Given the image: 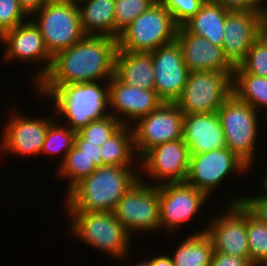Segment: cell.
Listing matches in <instances>:
<instances>
[{
    "mask_svg": "<svg viewBox=\"0 0 267 266\" xmlns=\"http://www.w3.org/2000/svg\"><path fill=\"white\" fill-rule=\"evenodd\" d=\"M164 6L172 15L178 27L189 21L202 7L206 0H156Z\"/></svg>",
    "mask_w": 267,
    "mask_h": 266,
    "instance_id": "cell-34",
    "label": "cell"
},
{
    "mask_svg": "<svg viewBox=\"0 0 267 266\" xmlns=\"http://www.w3.org/2000/svg\"><path fill=\"white\" fill-rule=\"evenodd\" d=\"M84 3L78 6L84 34L115 39V0H89Z\"/></svg>",
    "mask_w": 267,
    "mask_h": 266,
    "instance_id": "cell-24",
    "label": "cell"
},
{
    "mask_svg": "<svg viewBox=\"0 0 267 266\" xmlns=\"http://www.w3.org/2000/svg\"><path fill=\"white\" fill-rule=\"evenodd\" d=\"M123 124L108 115L102 119L94 120L81 128L77 133L87 142L101 146L107 139L114 135Z\"/></svg>",
    "mask_w": 267,
    "mask_h": 266,
    "instance_id": "cell-33",
    "label": "cell"
},
{
    "mask_svg": "<svg viewBox=\"0 0 267 266\" xmlns=\"http://www.w3.org/2000/svg\"><path fill=\"white\" fill-rule=\"evenodd\" d=\"M117 51V39L85 35L52 58L48 73L35 85L36 91H55L80 82L101 81L104 85L114 76Z\"/></svg>",
    "mask_w": 267,
    "mask_h": 266,
    "instance_id": "cell-1",
    "label": "cell"
},
{
    "mask_svg": "<svg viewBox=\"0 0 267 266\" xmlns=\"http://www.w3.org/2000/svg\"><path fill=\"white\" fill-rule=\"evenodd\" d=\"M227 204L241 203L253 216L258 220L267 224V192L263 190V194L254 195L251 197L232 198Z\"/></svg>",
    "mask_w": 267,
    "mask_h": 266,
    "instance_id": "cell-36",
    "label": "cell"
},
{
    "mask_svg": "<svg viewBox=\"0 0 267 266\" xmlns=\"http://www.w3.org/2000/svg\"><path fill=\"white\" fill-rule=\"evenodd\" d=\"M226 213L212 217L205 230L215 252L250 258L246 230V208L241 203L225 204Z\"/></svg>",
    "mask_w": 267,
    "mask_h": 266,
    "instance_id": "cell-14",
    "label": "cell"
},
{
    "mask_svg": "<svg viewBox=\"0 0 267 266\" xmlns=\"http://www.w3.org/2000/svg\"><path fill=\"white\" fill-rule=\"evenodd\" d=\"M246 230L251 262L255 266H267V224L246 209Z\"/></svg>",
    "mask_w": 267,
    "mask_h": 266,
    "instance_id": "cell-29",
    "label": "cell"
},
{
    "mask_svg": "<svg viewBox=\"0 0 267 266\" xmlns=\"http://www.w3.org/2000/svg\"><path fill=\"white\" fill-rule=\"evenodd\" d=\"M60 123V121L54 120L48 127L46 138L43 143L40 154H57L62 152V161L65 155L75 145L76 131L72 130L66 124Z\"/></svg>",
    "mask_w": 267,
    "mask_h": 266,
    "instance_id": "cell-30",
    "label": "cell"
},
{
    "mask_svg": "<svg viewBox=\"0 0 267 266\" xmlns=\"http://www.w3.org/2000/svg\"><path fill=\"white\" fill-rule=\"evenodd\" d=\"M228 12L214 0H206L201 9L183 26L191 34L205 37L212 44L222 47L224 24Z\"/></svg>",
    "mask_w": 267,
    "mask_h": 266,
    "instance_id": "cell-23",
    "label": "cell"
},
{
    "mask_svg": "<svg viewBox=\"0 0 267 266\" xmlns=\"http://www.w3.org/2000/svg\"><path fill=\"white\" fill-rule=\"evenodd\" d=\"M135 266H150L149 261L146 259L140 263H137Z\"/></svg>",
    "mask_w": 267,
    "mask_h": 266,
    "instance_id": "cell-45",
    "label": "cell"
},
{
    "mask_svg": "<svg viewBox=\"0 0 267 266\" xmlns=\"http://www.w3.org/2000/svg\"><path fill=\"white\" fill-rule=\"evenodd\" d=\"M160 186L140 178L118 201L114 214L132 235L160 231Z\"/></svg>",
    "mask_w": 267,
    "mask_h": 266,
    "instance_id": "cell-9",
    "label": "cell"
},
{
    "mask_svg": "<svg viewBox=\"0 0 267 266\" xmlns=\"http://www.w3.org/2000/svg\"><path fill=\"white\" fill-rule=\"evenodd\" d=\"M261 34V11H229L222 46L225 57L237 66Z\"/></svg>",
    "mask_w": 267,
    "mask_h": 266,
    "instance_id": "cell-19",
    "label": "cell"
},
{
    "mask_svg": "<svg viewBox=\"0 0 267 266\" xmlns=\"http://www.w3.org/2000/svg\"><path fill=\"white\" fill-rule=\"evenodd\" d=\"M51 0H18L19 5L30 16L34 11L41 9Z\"/></svg>",
    "mask_w": 267,
    "mask_h": 266,
    "instance_id": "cell-40",
    "label": "cell"
},
{
    "mask_svg": "<svg viewBox=\"0 0 267 266\" xmlns=\"http://www.w3.org/2000/svg\"><path fill=\"white\" fill-rule=\"evenodd\" d=\"M66 212L72 221L69 228L73 237L117 260L129 256L132 236L119 222L114 212Z\"/></svg>",
    "mask_w": 267,
    "mask_h": 266,
    "instance_id": "cell-4",
    "label": "cell"
},
{
    "mask_svg": "<svg viewBox=\"0 0 267 266\" xmlns=\"http://www.w3.org/2000/svg\"><path fill=\"white\" fill-rule=\"evenodd\" d=\"M234 73L193 71L188 75L182 94L175 101L183 114L215 113L233 93Z\"/></svg>",
    "mask_w": 267,
    "mask_h": 266,
    "instance_id": "cell-8",
    "label": "cell"
},
{
    "mask_svg": "<svg viewBox=\"0 0 267 266\" xmlns=\"http://www.w3.org/2000/svg\"><path fill=\"white\" fill-rule=\"evenodd\" d=\"M114 76L124 84L154 90L155 73L151 54L118 50Z\"/></svg>",
    "mask_w": 267,
    "mask_h": 266,
    "instance_id": "cell-22",
    "label": "cell"
},
{
    "mask_svg": "<svg viewBox=\"0 0 267 266\" xmlns=\"http://www.w3.org/2000/svg\"><path fill=\"white\" fill-rule=\"evenodd\" d=\"M130 127L129 125H123L100 146L101 157L106 166L135 167L134 163L139 161L135 153L133 133Z\"/></svg>",
    "mask_w": 267,
    "mask_h": 266,
    "instance_id": "cell-26",
    "label": "cell"
},
{
    "mask_svg": "<svg viewBox=\"0 0 267 266\" xmlns=\"http://www.w3.org/2000/svg\"><path fill=\"white\" fill-rule=\"evenodd\" d=\"M154 66V90L163 102H175L187 82L189 69L186 67L177 41L160 46L150 52Z\"/></svg>",
    "mask_w": 267,
    "mask_h": 266,
    "instance_id": "cell-16",
    "label": "cell"
},
{
    "mask_svg": "<svg viewBox=\"0 0 267 266\" xmlns=\"http://www.w3.org/2000/svg\"><path fill=\"white\" fill-rule=\"evenodd\" d=\"M217 114L225 135L226 147L250 169L253 168L259 138L257 118L260 112L232 93L223 102Z\"/></svg>",
    "mask_w": 267,
    "mask_h": 266,
    "instance_id": "cell-5",
    "label": "cell"
},
{
    "mask_svg": "<svg viewBox=\"0 0 267 266\" xmlns=\"http://www.w3.org/2000/svg\"><path fill=\"white\" fill-rule=\"evenodd\" d=\"M68 3L79 6L80 4L89 1V0H66ZM81 2V3H80Z\"/></svg>",
    "mask_w": 267,
    "mask_h": 266,
    "instance_id": "cell-44",
    "label": "cell"
},
{
    "mask_svg": "<svg viewBox=\"0 0 267 266\" xmlns=\"http://www.w3.org/2000/svg\"><path fill=\"white\" fill-rule=\"evenodd\" d=\"M211 266H255L250 258H242L226 253L213 252Z\"/></svg>",
    "mask_w": 267,
    "mask_h": 266,
    "instance_id": "cell-38",
    "label": "cell"
},
{
    "mask_svg": "<svg viewBox=\"0 0 267 266\" xmlns=\"http://www.w3.org/2000/svg\"><path fill=\"white\" fill-rule=\"evenodd\" d=\"M75 146L84 151L85 154L94 160L96 168L105 167V163L101 157L100 146L85 141L78 133L75 136Z\"/></svg>",
    "mask_w": 267,
    "mask_h": 266,
    "instance_id": "cell-39",
    "label": "cell"
},
{
    "mask_svg": "<svg viewBox=\"0 0 267 266\" xmlns=\"http://www.w3.org/2000/svg\"><path fill=\"white\" fill-rule=\"evenodd\" d=\"M238 66L248 74L267 78V37L261 34Z\"/></svg>",
    "mask_w": 267,
    "mask_h": 266,
    "instance_id": "cell-32",
    "label": "cell"
},
{
    "mask_svg": "<svg viewBox=\"0 0 267 266\" xmlns=\"http://www.w3.org/2000/svg\"><path fill=\"white\" fill-rule=\"evenodd\" d=\"M31 16L52 58L85 36L78 6L66 0H51L41 9L34 11Z\"/></svg>",
    "mask_w": 267,
    "mask_h": 266,
    "instance_id": "cell-7",
    "label": "cell"
},
{
    "mask_svg": "<svg viewBox=\"0 0 267 266\" xmlns=\"http://www.w3.org/2000/svg\"><path fill=\"white\" fill-rule=\"evenodd\" d=\"M30 16L19 5L18 0H0V30H8L26 22Z\"/></svg>",
    "mask_w": 267,
    "mask_h": 266,
    "instance_id": "cell-35",
    "label": "cell"
},
{
    "mask_svg": "<svg viewBox=\"0 0 267 266\" xmlns=\"http://www.w3.org/2000/svg\"><path fill=\"white\" fill-rule=\"evenodd\" d=\"M176 41L183 60L190 72L216 71L234 73V66L223 53V48L212 44L205 37L191 34L184 26L178 27Z\"/></svg>",
    "mask_w": 267,
    "mask_h": 266,
    "instance_id": "cell-20",
    "label": "cell"
},
{
    "mask_svg": "<svg viewBox=\"0 0 267 266\" xmlns=\"http://www.w3.org/2000/svg\"><path fill=\"white\" fill-rule=\"evenodd\" d=\"M177 29L171 13L155 2L120 33L117 39L118 50L150 53L174 42Z\"/></svg>",
    "mask_w": 267,
    "mask_h": 266,
    "instance_id": "cell-6",
    "label": "cell"
},
{
    "mask_svg": "<svg viewBox=\"0 0 267 266\" xmlns=\"http://www.w3.org/2000/svg\"><path fill=\"white\" fill-rule=\"evenodd\" d=\"M162 103L155 90L124 84L115 76L109 80V114L123 125L131 126Z\"/></svg>",
    "mask_w": 267,
    "mask_h": 266,
    "instance_id": "cell-18",
    "label": "cell"
},
{
    "mask_svg": "<svg viewBox=\"0 0 267 266\" xmlns=\"http://www.w3.org/2000/svg\"><path fill=\"white\" fill-rule=\"evenodd\" d=\"M262 185H261V189L264 190L265 192H267V172L264 176V178L262 179Z\"/></svg>",
    "mask_w": 267,
    "mask_h": 266,
    "instance_id": "cell-43",
    "label": "cell"
},
{
    "mask_svg": "<svg viewBox=\"0 0 267 266\" xmlns=\"http://www.w3.org/2000/svg\"><path fill=\"white\" fill-rule=\"evenodd\" d=\"M60 163L61 166H59L57 172L59 176L69 180L67 192L82 178L89 176L97 169L94 160L75 145Z\"/></svg>",
    "mask_w": 267,
    "mask_h": 266,
    "instance_id": "cell-28",
    "label": "cell"
},
{
    "mask_svg": "<svg viewBox=\"0 0 267 266\" xmlns=\"http://www.w3.org/2000/svg\"><path fill=\"white\" fill-rule=\"evenodd\" d=\"M150 266H174L171 256L159 255L148 259Z\"/></svg>",
    "mask_w": 267,
    "mask_h": 266,
    "instance_id": "cell-41",
    "label": "cell"
},
{
    "mask_svg": "<svg viewBox=\"0 0 267 266\" xmlns=\"http://www.w3.org/2000/svg\"><path fill=\"white\" fill-rule=\"evenodd\" d=\"M71 83L55 91H37L38 95L51 98L55 113L66 120L67 126L78 132L94 120L109 114V81ZM101 84V85H100Z\"/></svg>",
    "mask_w": 267,
    "mask_h": 266,
    "instance_id": "cell-3",
    "label": "cell"
},
{
    "mask_svg": "<svg viewBox=\"0 0 267 266\" xmlns=\"http://www.w3.org/2000/svg\"><path fill=\"white\" fill-rule=\"evenodd\" d=\"M183 141L190 154L225 148V135L217 112L184 114Z\"/></svg>",
    "mask_w": 267,
    "mask_h": 266,
    "instance_id": "cell-21",
    "label": "cell"
},
{
    "mask_svg": "<svg viewBox=\"0 0 267 266\" xmlns=\"http://www.w3.org/2000/svg\"><path fill=\"white\" fill-rule=\"evenodd\" d=\"M155 2L156 0H115V39Z\"/></svg>",
    "mask_w": 267,
    "mask_h": 266,
    "instance_id": "cell-31",
    "label": "cell"
},
{
    "mask_svg": "<svg viewBox=\"0 0 267 266\" xmlns=\"http://www.w3.org/2000/svg\"><path fill=\"white\" fill-rule=\"evenodd\" d=\"M5 123L2 130L0 151L21 156L40 154L49 125L54 121L52 115L46 118H31L16 112Z\"/></svg>",
    "mask_w": 267,
    "mask_h": 266,
    "instance_id": "cell-17",
    "label": "cell"
},
{
    "mask_svg": "<svg viewBox=\"0 0 267 266\" xmlns=\"http://www.w3.org/2000/svg\"><path fill=\"white\" fill-rule=\"evenodd\" d=\"M233 93L255 110L267 111V78L245 73L238 65L232 78Z\"/></svg>",
    "mask_w": 267,
    "mask_h": 266,
    "instance_id": "cell-27",
    "label": "cell"
},
{
    "mask_svg": "<svg viewBox=\"0 0 267 266\" xmlns=\"http://www.w3.org/2000/svg\"><path fill=\"white\" fill-rule=\"evenodd\" d=\"M4 33L0 30V42L3 43Z\"/></svg>",
    "mask_w": 267,
    "mask_h": 266,
    "instance_id": "cell-46",
    "label": "cell"
},
{
    "mask_svg": "<svg viewBox=\"0 0 267 266\" xmlns=\"http://www.w3.org/2000/svg\"><path fill=\"white\" fill-rule=\"evenodd\" d=\"M177 247L171 255L174 266H211L214 249L205 229L189 234Z\"/></svg>",
    "mask_w": 267,
    "mask_h": 266,
    "instance_id": "cell-25",
    "label": "cell"
},
{
    "mask_svg": "<svg viewBox=\"0 0 267 266\" xmlns=\"http://www.w3.org/2000/svg\"><path fill=\"white\" fill-rule=\"evenodd\" d=\"M131 166H105L66 192L65 211L114 212L118 201L141 178Z\"/></svg>",
    "mask_w": 267,
    "mask_h": 266,
    "instance_id": "cell-2",
    "label": "cell"
},
{
    "mask_svg": "<svg viewBox=\"0 0 267 266\" xmlns=\"http://www.w3.org/2000/svg\"><path fill=\"white\" fill-rule=\"evenodd\" d=\"M265 5L266 2L265 4L263 3L261 7V26H262V34L267 37V6Z\"/></svg>",
    "mask_w": 267,
    "mask_h": 266,
    "instance_id": "cell-42",
    "label": "cell"
},
{
    "mask_svg": "<svg viewBox=\"0 0 267 266\" xmlns=\"http://www.w3.org/2000/svg\"><path fill=\"white\" fill-rule=\"evenodd\" d=\"M3 45L5 47L4 60L13 62L17 59L26 62H39L45 64L35 73L33 84L36 85L49 71L52 57L46 50L39 28L33 23L31 17L24 23L4 33ZM36 82V83H35Z\"/></svg>",
    "mask_w": 267,
    "mask_h": 266,
    "instance_id": "cell-15",
    "label": "cell"
},
{
    "mask_svg": "<svg viewBox=\"0 0 267 266\" xmlns=\"http://www.w3.org/2000/svg\"><path fill=\"white\" fill-rule=\"evenodd\" d=\"M208 198L186 181L160 185V230L174 231L183 226Z\"/></svg>",
    "mask_w": 267,
    "mask_h": 266,
    "instance_id": "cell-13",
    "label": "cell"
},
{
    "mask_svg": "<svg viewBox=\"0 0 267 266\" xmlns=\"http://www.w3.org/2000/svg\"><path fill=\"white\" fill-rule=\"evenodd\" d=\"M190 151L183 139L162 143L150 149L140 160L139 169L159 182L150 185L186 181L190 162ZM159 180V181H158Z\"/></svg>",
    "mask_w": 267,
    "mask_h": 266,
    "instance_id": "cell-12",
    "label": "cell"
},
{
    "mask_svg": "<svg viewBox=\"0 0 267 266\" xmlns=\"http://www.w3.org/2000/svg\"><path fill=\"white\" fill-rule=\"evenodd\" d=\"M183 115L175 102H163L156 110L136 120L131 129L137 157L141 159L162 143L183 139Z\"/></svg>",
    "mask_w": 267,
    "mask_h": 266,
    "instance_id": "cell-10",
    "label": "cell"
},
{
    "mask_svg": "<svg viewBox=\"0 0 267 266\" xmlns=\"http://www.w3.org/2000/svg\"><path fill=\"white\" fill-rule=\"evenodd\" d=\"M249 170L250 168L242 160L225 147L201 154H191L186 182L209 197L228 175L237 172L241 175L248 174Z\"/></svg>",
    "mask_w": 267,
    "mask_h": 266,
    "instance_id": "cell-11",
    "label": "cell"
},
{
    "mask_svg": "<svg viewBox=\"0 0 267 266\" xmlns=\"http://www.w3.org/2000/svg\"><path fill=\"white\" fill-rule=\"evenodd\" d=\"M228 11H261L262 0H214Z\"/></svg>",
    "mask_w": 267,
    "mask_h": 266,
    "instance_id": "cell-37",
    "label": "cell"
}]
</instances>
